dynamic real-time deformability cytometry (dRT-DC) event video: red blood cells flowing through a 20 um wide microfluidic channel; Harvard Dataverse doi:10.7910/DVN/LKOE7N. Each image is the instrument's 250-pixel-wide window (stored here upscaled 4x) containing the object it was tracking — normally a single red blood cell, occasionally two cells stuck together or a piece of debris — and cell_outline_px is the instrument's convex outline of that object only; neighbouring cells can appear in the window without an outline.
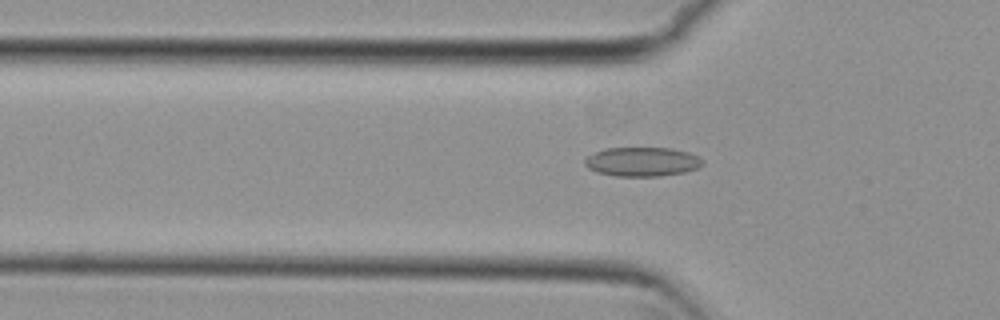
{"species": "common noctule bat (a hibernating species)", "species_latin": "Nyctalus noctula", "temperature_condition": "cold", "stored_images_in_passage": 39, "camera_frame_rate_fps": 3000, "um_per_image_px": 0.085, "animal": {"sex": "female", "body_mass_g": 29.2, "forearm_length_mm": 56.3}, "frame": {"image": 1, "passage_image": 3, "time_ms": 0.667, "image_size_px": [1000, 320], "cell_outline_px": [[704, 164], [696, 168], [684, 172], [660, 176], [616, 176], [596, 172], [588, 168], [584, 164], [584, 160], [588, 156], [604, 148], [668, 148], [688, 152], [704, 160]], "centroid_in_image_um": [54.57, 13.75], "position_along_channel_um": 71.2, "area_um2": 19.94}}
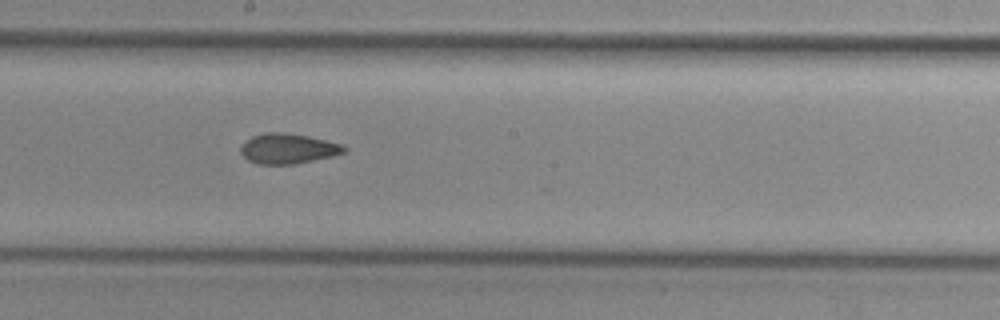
{"frame": {"image": 2, "passage_image": 15, "time_ms": 4.667, "image_size_px": [1000, 320], "cell_outline_px": [[348, 148], [344, 152], [332, 156], [296, 164], [256, 164], [248, 160], [240, 152], [240, 148], [252, 136], [264, 132], [284, 132], [308, 136], [340, 144]], "centroid_in_image_um": [24.46, 12.63], "position_along_channel_um": 223.7, "area_um2": 18.03}}
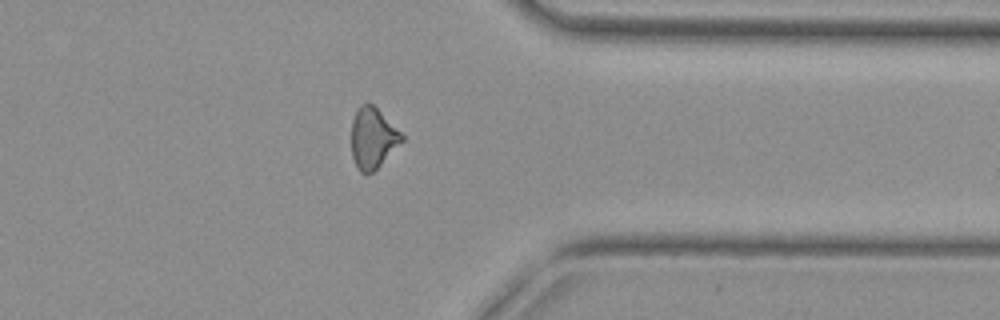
{"frame": {"image": 3, "passage_image": 28, "time_ms": 9.0, "image_size_px": [1000, 320], "cell_outline_px": [[404, 140], [372, 172], [360, 172], [352, 156], [352, 120], [360, 104], [372, 104], [404, 136]], "centroid_in_image_um": [31.68, 11.73], "position_along_channel_um": 379.7, "area_um2": 17.22}, "authors_computed_cell_mechanics": {"area_um2": 18.207, "velocity_mm_per_s": 3.796, "shape_relaxation_time_tau1_ms": null, "shape_relaxation_time_tau2_ms": 2.8478, "deformation_change_tau1": null, "deformation_change_tau2": 0.0916}}